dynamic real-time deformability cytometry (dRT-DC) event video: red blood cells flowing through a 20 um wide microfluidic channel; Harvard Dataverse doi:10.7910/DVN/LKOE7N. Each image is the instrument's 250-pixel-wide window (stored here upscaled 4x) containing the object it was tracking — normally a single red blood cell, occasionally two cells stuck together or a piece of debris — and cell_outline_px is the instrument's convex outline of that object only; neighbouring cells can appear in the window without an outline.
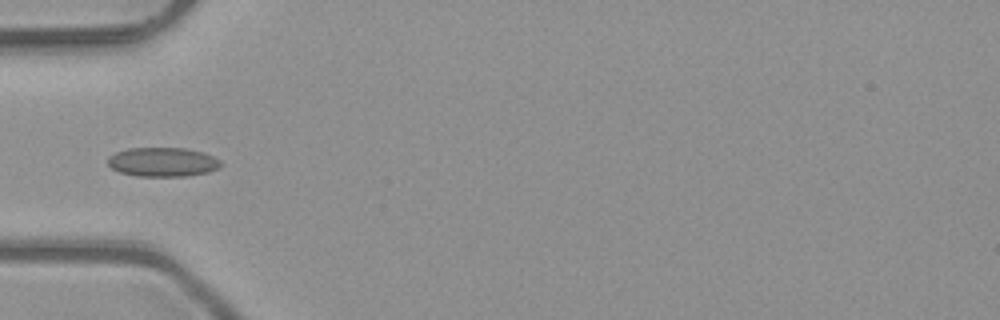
{"species": "common noctule bat (a hibernating species)", "species_latin": "Nyctalus noctula", "temperature_condition": "room temperature", "stored_images_in_passage": 6, "camera_frame_rate_fps": 3000, "um_per_image_px": 0.085, "animal": {"sex": "male", "body_mass_g": 23.1, "forearm_length_mm": 52.7}, "frame": {"image": 1, "passage_image": 6, "time_ms": 1.667, "image_size_px": [1000, 320], "cell_outline_px": [[224, 164], [220, 168], [208, 172], [188, 176], [136, 176], [120, 172], [112, 168], [108, 164], [108, 156], [116, 152], [128, 148], [188, 148], [204, 152], [220, 160]], "centroid_in_image_um": [13.87, 13.77], "position_along_channel_um": 71.1, "area_um2": 19.42}}